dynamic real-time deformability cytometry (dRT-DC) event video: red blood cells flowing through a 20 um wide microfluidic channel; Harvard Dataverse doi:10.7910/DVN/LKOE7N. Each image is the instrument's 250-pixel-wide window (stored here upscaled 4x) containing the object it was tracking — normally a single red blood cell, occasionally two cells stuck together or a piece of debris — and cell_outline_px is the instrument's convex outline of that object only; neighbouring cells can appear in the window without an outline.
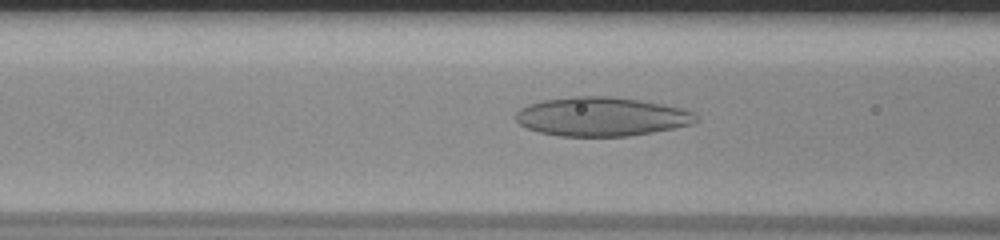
{"species": "human", "species_latin": "Homo sapiens", "temperature_condition": "room temperature", "stored_images_in_passage": 50, "camera_frame_rate_fps": 3000, "um_per_image_px": 0.085, "donor": {"sex": "male"}, "frame": {"image": 1, "passage_image": 18, "time_ms": 5.667, "image_size_px": [1000, 240], "cell_outline_px": [[696, 120], [692, 124], [652, 132], [628, 136], [560, 136], [540, 132], [528, 128], [520, 124], [516, 120], [516, 112], [520, 108], [528, 104], [544, 100], [572, 96], [608, 96], [636, 100], [660, 104], [680, 108], [692, 112], [696, 116]], "centroid_in_image_um": [51.07, 9.91], "position_along_channel_um": 115.5, "area_um2": 40.46}}
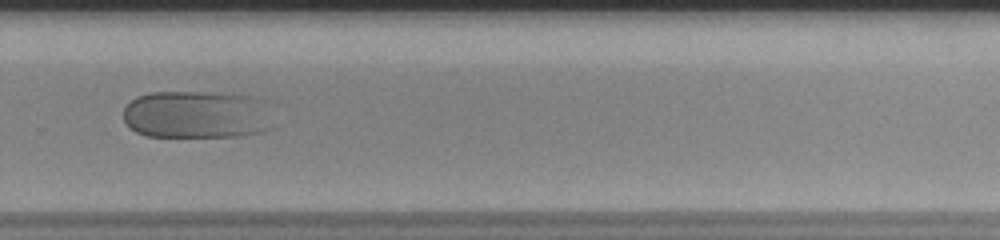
{"frame": {"image": 2, "passage_image": 34, "time_ms": 11.0, "image_size_px": [1000, 240], "cell_outline_px": [[276, 128], [264, 132], [240, 136], [144, 136], [128, 128], [124, 120], [124, 108], [136, 96], [148, 92], [200, 92], [260, 96], [264, 100]], "centroid_in_image_um": [16.78, 9.74], "position_along_channel_um": 313.0, "area_um2": 42.66}}
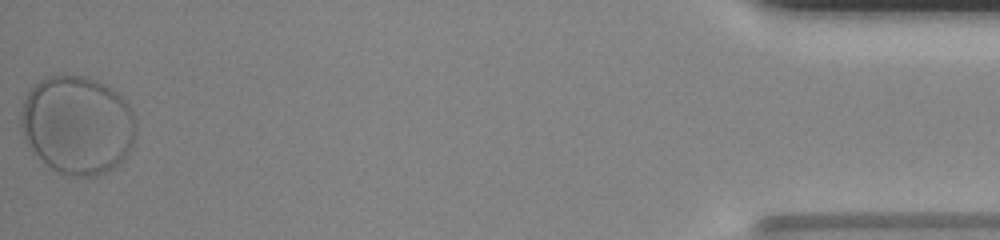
{"frame": {"image": 3, "passage_image": 50, "time_ms": 16.333, "image_size_px": [1000, 240], "cell_outline_px": [[136, 128], [132, 144], [128, 152], [120, 164], [108, 172], [92, 176], [72, 176], [60, 172], [52, 168], [32, 152], [24, 140], [20, 128], [20, 112], [24, 100], [28, 92], [40, 80], [48, 76], [60, 72], [84, 76], [96, 80], [104, 84], [116, 92], [128, 104], [136, 120]], "centroid_in_image_um": [6.55, 10.6], "position_along_channel_um": 428.6, "area_um2": 66.64}}